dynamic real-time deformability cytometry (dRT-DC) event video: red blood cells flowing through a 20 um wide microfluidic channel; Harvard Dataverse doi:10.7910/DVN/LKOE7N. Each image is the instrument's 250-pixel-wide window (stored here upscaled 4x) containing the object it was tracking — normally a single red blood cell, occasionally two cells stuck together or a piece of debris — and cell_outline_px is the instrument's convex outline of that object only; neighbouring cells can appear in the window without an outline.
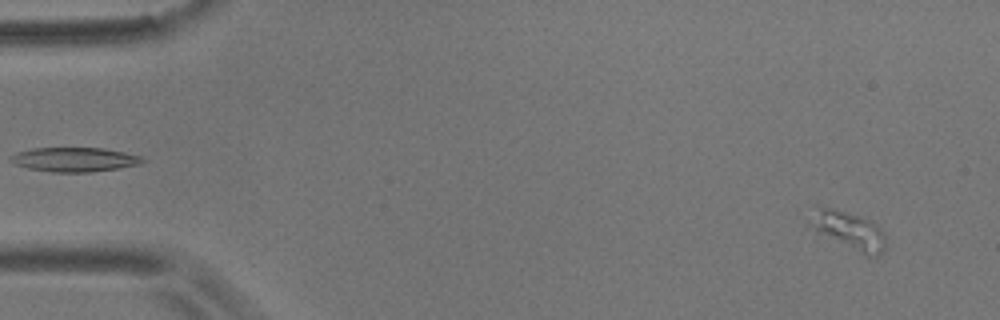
{"species": "common noctule bat (a hibernating species)", "species_latin": "Nyctalus noctula", "temperature_condition": "room temperature", "stored_images_in_passage": 3, "camera_frame_rate_fps": 3000, "um_per_image_px": 0.085, "animal": {"sex": "male", "body_mass_g": 17.9}, "frame": {"image": 1, "passage_image": 3, "time_ms": 3.667, "image_size_px": [1000, 320], "cell_outline_px": [[884, 248], [876, 256], [864, 256], [816, 232], [804, 224], [820, 208], [832, 208], [872, 220], [884, 232]], "centroid_in_image_um": [72.13, 19.61], "position_along_channel_um": 12.9, "area_um2": 16.7}}